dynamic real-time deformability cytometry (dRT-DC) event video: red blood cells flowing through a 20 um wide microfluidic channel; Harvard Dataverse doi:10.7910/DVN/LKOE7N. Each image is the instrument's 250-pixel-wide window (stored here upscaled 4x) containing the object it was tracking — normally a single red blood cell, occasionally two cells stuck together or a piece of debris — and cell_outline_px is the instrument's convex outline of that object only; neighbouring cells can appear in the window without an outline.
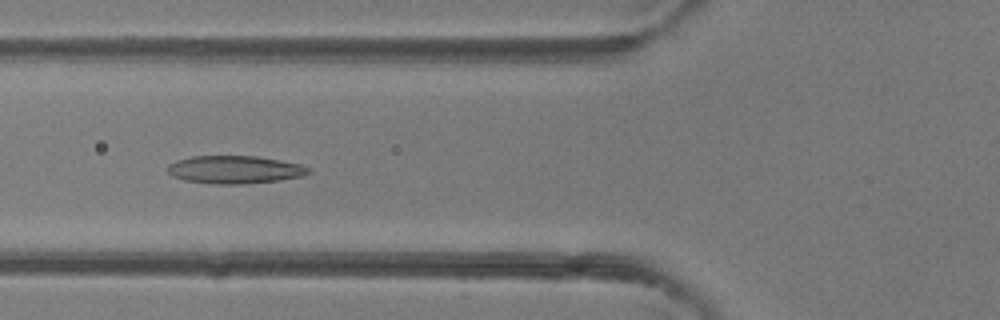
{"species": "common noctule bat (a hibernating species)", "species_latin": "Nyctalus noctula", "temperature_condition": "room temperature", "stored_images_in_passage": 5, "camera_frame_rate_fps": 3000, "um_per_image_px": 0.085, "animal": {"sex": "female"}, "frame": {"image": 1, "passage_image": 4, "time_ms": 3.333, "image_size_px": [1000, 320], "cell_outline_px": [[312, 172], [300, 176], [280, 180], [244, 184], [212, 184], [184, 180], [172, 176], [168, 172], [168, 164], [176, 160], [192, 156], [256, 156], [280, 160], [300, 164], [308, 168]], "centroid_in_image_um": [19.92, 14.42], "position_along_channel_um": 105.9, "area_um2": 22.89}}
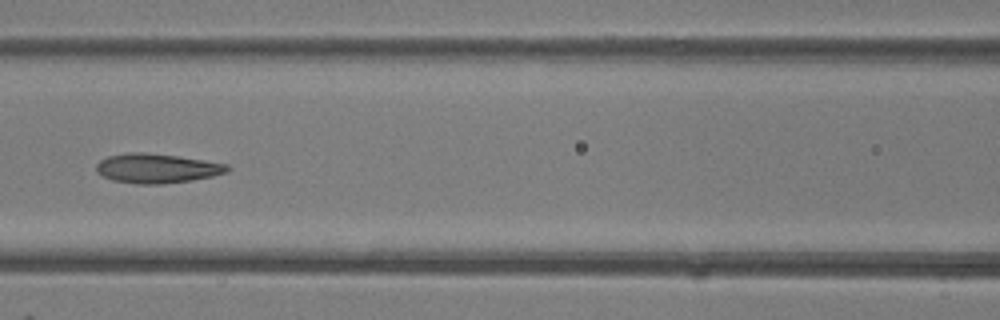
{"frame": {"image": 2, "passage_image": 5, "time_ms": 4.333, "image_size_px": [1000, 320], "cell_outline_px": [[232, 168], [228, 172], [212, 176], [192, 180], [164, 184], [136, 184], [112, 180], [96, 172], [96, 164], [100, 160], [108, 156], [128, 152], [144, 152], [176, 156], [204, 160], [228, 164]], "centroid_in_image_um": [13.34, 14.31], "position_along_channel_um": 153.3, "area_um2": 22.6}}